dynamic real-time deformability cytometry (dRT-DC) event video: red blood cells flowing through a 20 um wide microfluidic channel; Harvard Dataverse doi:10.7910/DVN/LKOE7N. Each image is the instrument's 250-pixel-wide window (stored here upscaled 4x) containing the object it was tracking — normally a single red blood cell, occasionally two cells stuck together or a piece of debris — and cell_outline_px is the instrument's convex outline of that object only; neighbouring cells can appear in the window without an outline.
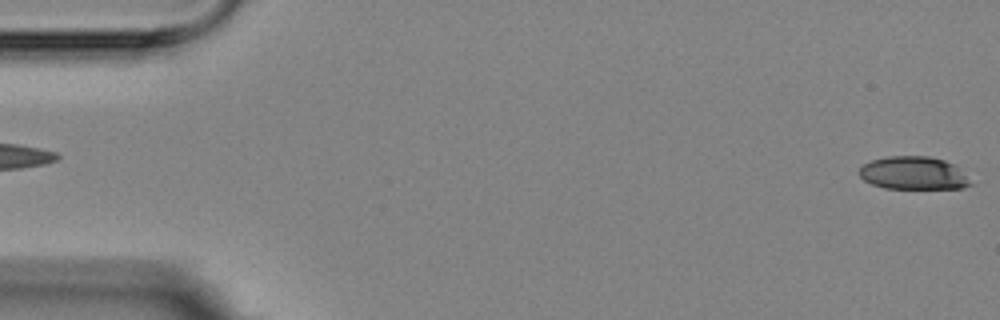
{"species": "Egyptian fruit bat (a non-hibernating species)", "species_latin": "Rousettus aegyptiacus", "temperature_condition": "room temperature", "stored_images_in_passage": 4, "camera_frame_rate_fps": 3000, "um_per_image_px": 0.085, "animal": {"sex": "female"}, "frame": {"image": 1, "passage_image": 4, "time_ms": 4.333, "image_size_px": [1000, 320], "cell_outline_px": [[972, 184], [964, 188], [884, 188], [872, 184], [864, 180], [860, 176], [860, 168], [864, 164], [872, 160], [888, 156], [928, 156], [944, 160], [956, 164]], "centroid_in_image_um": [77.65, 14.71], "position_along_channel_um": 7.3, "area_um2": 21.27}}